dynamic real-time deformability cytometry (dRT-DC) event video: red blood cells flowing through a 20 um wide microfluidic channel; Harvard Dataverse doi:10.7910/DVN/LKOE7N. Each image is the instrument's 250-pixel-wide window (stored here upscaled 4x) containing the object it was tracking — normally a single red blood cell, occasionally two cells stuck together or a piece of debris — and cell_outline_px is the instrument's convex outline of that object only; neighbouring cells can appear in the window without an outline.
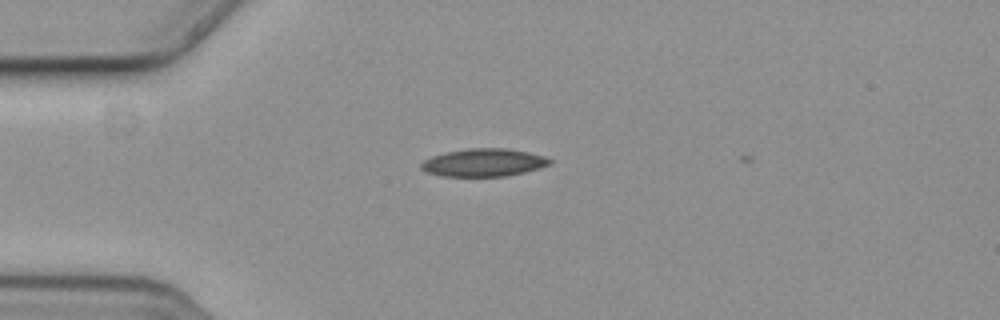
{"species": "common noctule bat (a hibernating species)", "species_latin": "Nyctalus noctula", "temperature_condition": "cold", "stored_images_in_passage": 9, "camera_frame_rate_fps": 3000, "um_per_image_px": 0.085, "animal": {"sex": "female", "body_mass_g": 19.3, "forearm_length_mm": 54.1}, "frame": {"image": 1, "passage_image": 2, "time_ms": 0.333, "image_size_px": [1000, 320], "cell_outline_px": [[552, 164], [540, 168], [508, 176], [440, 176], [428, 172], [420, 168], [420, 164], [424, 160], [432, 156], [448, 152], [468, 148], [508, 148], [528, 152], [544, 156], [552, 160]], "centroid_in_image_um": [41.14, 13.82], "position_along_channel_um": 43.9, "area_um2": 20.87}}
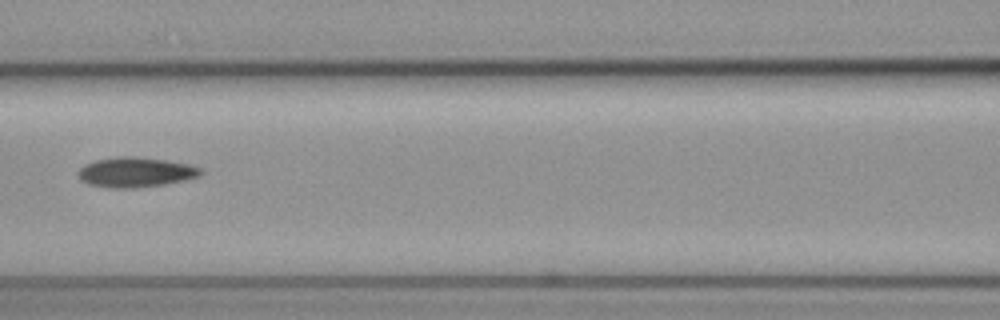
{"frame": {"image": 2, "passage_image": 5, "time_ms": 1.333, "image_size_px": [1000, 320], "cell_outline_px": [[204, 172], [200, 176], [184, 180], [164, 184], [136, 188], [108, 188], [88, 184], [80, 180], [76, 172], [84, 164], [96, 160], [116, 156], [132, 156], [168, 160], [188, 164], [204, 168]], "centroid_in_image_um": [11.52, 14.63], "position_along_channel_um": 155.1, "area_um2": 21.73}}
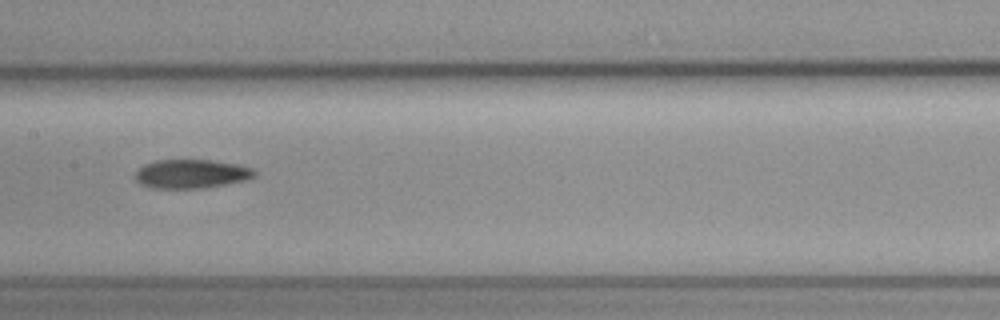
{"frame": {"image": 3, "passage_image": 6, "time_ms": 1.667, "image_size_px": [1000, 320], "cell_outline_px": [[256, 176], [248, 180], [204, 188], [152, 188], [140, 184], [136, 180], [136, 172], [144, 164], [152, 160], [212, 160], [240, 164], [252, 168], [256, 172]], "centroid_in_image_um": [16.3, 14.77], "position_along_channel_um": 191.1, "area_um2": 20.29}}